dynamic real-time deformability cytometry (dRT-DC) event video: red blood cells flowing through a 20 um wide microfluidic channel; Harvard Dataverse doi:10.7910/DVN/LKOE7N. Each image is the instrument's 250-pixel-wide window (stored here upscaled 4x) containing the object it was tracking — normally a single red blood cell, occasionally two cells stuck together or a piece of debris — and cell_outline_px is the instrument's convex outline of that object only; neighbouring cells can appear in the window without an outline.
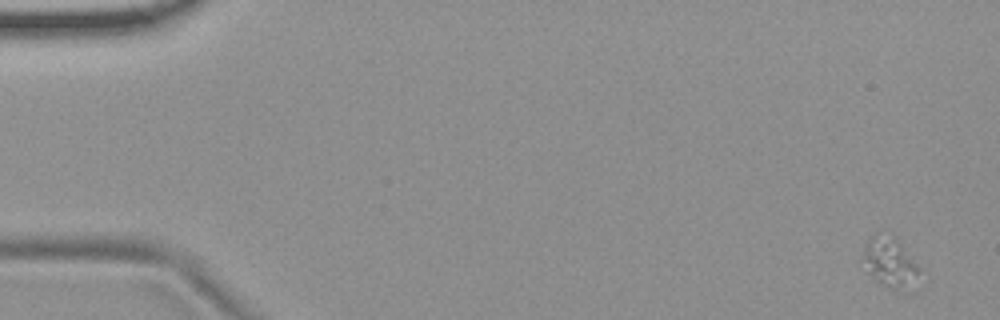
{"species": "common noctule bat (a hibernating species)", "species_latin": "Nyctalus noctula", "temperature_condition": "room temperature", "stored_images_in_passage": 7, "camera_frame_rate_fps": 3000, "um_per_image_px": 0.085, "animal": {"sex": "female", "body_mass_g": 19.9}, "frame": {"image": 1, "passage_image": 1, "time_ms": 0.0, "image_size_px": [1000, 320], "cell_outline_px": [[920, 268], [916, 292], [912, 292], [892, 288], [876, 280], [868, 272], [860, 260], [868, 240], [876, 232], [880, 232], [896, 236]], "centroid_in_image_um": [75.7, 22.32], "position_along_channel_um": 9.3, "area_um2": 17.05}}
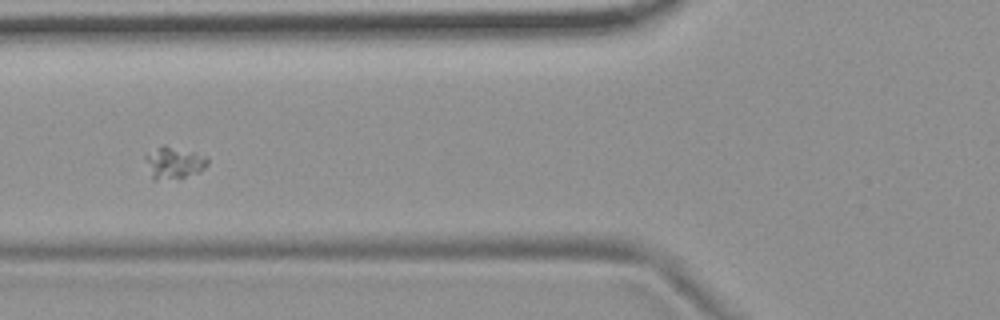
{"frame": {"image": 2, "passage_image": 6, "time_ms": 1.667, "image_size_px": [1000, 320], "cell_outline_px": [[208, 164], [200, 172], [184, 176], [156, 180], [152, 180], [144, 160], [144, 156], [164, 144], [208, 156]], "centroid_in_image_um": [14.77, 13.82], "position_along_channel_um": 111.0, "area_um2": 11.5}}
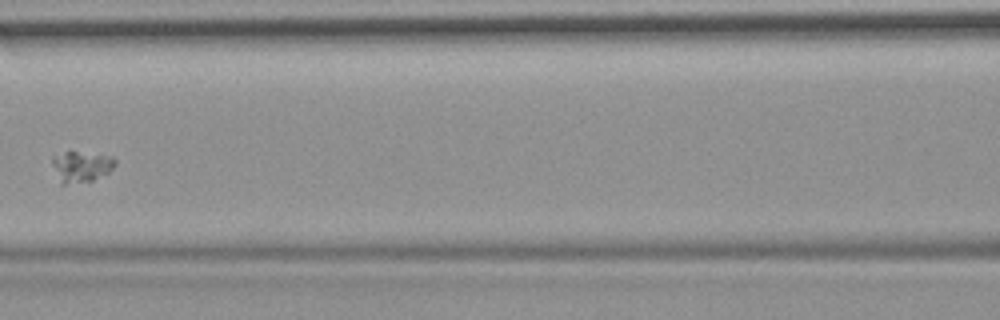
{"frame": {"image": 3, "passage_image": 7, "time_ms": 2.0, "image_size_px": [1000, 320], "cell_outline_px": [[116, 164], [108, 172], [92, 180], [64, 184], [60, 184], [52, 164], [52, 156], [64, 152], [76, 152], [112, 156], [116, 160]], "centroid_in_image_um": [6.88, 14.15], "position_along_channel_um": 159.7, "area_um2": 11.1}}